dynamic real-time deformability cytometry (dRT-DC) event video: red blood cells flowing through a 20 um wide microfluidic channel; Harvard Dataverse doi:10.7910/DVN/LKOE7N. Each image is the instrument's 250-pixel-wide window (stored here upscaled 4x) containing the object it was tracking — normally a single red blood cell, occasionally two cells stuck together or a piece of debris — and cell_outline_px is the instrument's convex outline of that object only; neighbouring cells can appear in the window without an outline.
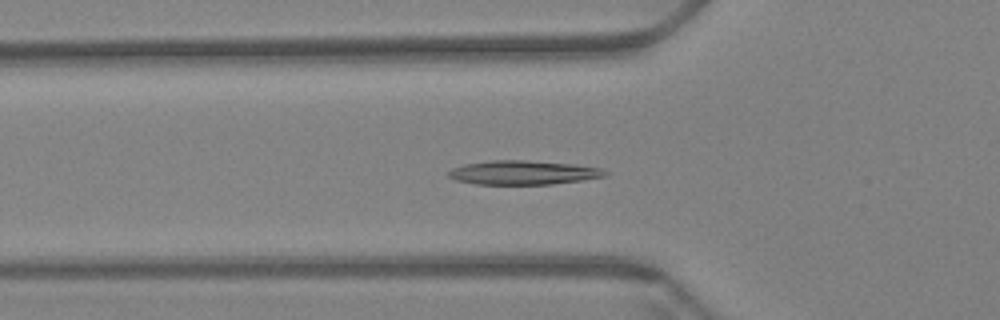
{"species": "Egyptian fruit bat (a non-hibernating species)", "species_latin": "Rousettus aegyptiacus", "temperature_condition": "warm", "stored_images_in_passage": 59, "camera_frame_rate_fps": 3000, "um_per_image_px": 0.085, "animal": {"sex": "female"}, "frame": {"image": 1, "passage_image": 20, "time_ms": 6.333, "image_size_px": [1000, 320], "cell_outline_px": [[608, 176], [552, 184], [476, 184], [456, 180], [448, 176], [448, 172], [452, 168], [464, 164], [492, 160], [524, 160], [572, 164], [600, 168], [608, 172]], "centroid_in_image_um": [44.46, 14.67], "position_along_channel_um": 81.3, "area_um2": 21.79}}
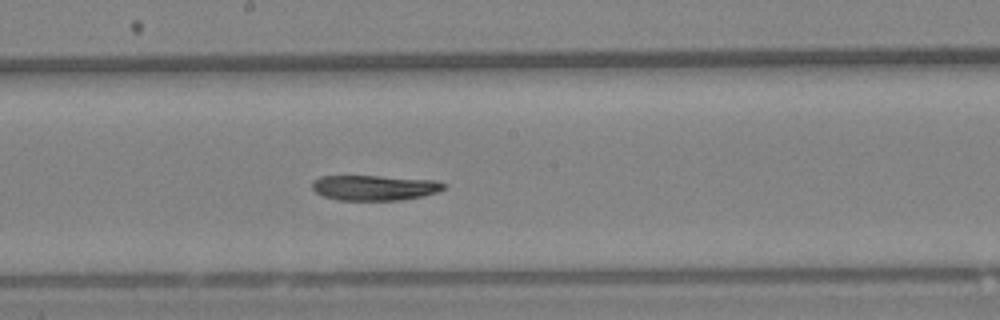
{"frame": {"image": 2, "passage_image": 32, "time_ms": 10.333, "image_size_px": [1000, 320], "cell_outline_px": [[448, 184], [444, 188], [436, 192], [424, 196], [400, 200], [336, 200], [324, 196], [316, 192], [312, 188], [312, 180], [320, 176], [380, 176], [436, 180]], "centroid_in_image_um": [31.83, 15.95], "position_along_channel_um": 216.4, "area_um2": 19.48}}
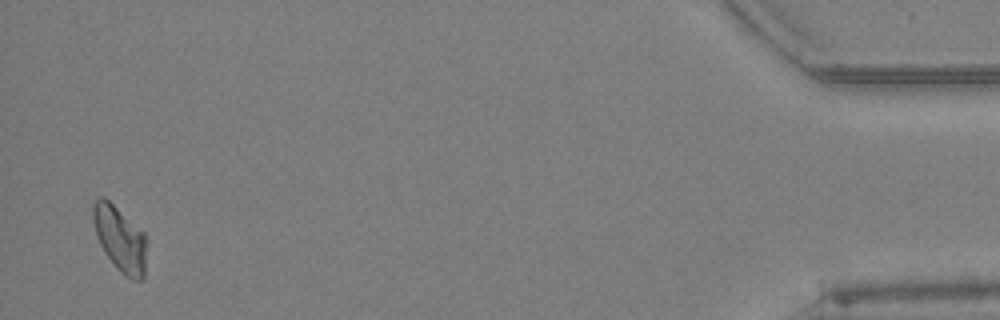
{"frame": {"image": 3, "passage_image": 58, "time_ms": 19.0, "image_size_px": [1000, 320], "cell_outline_px": [[148, 240], [144, 280], [132, 280], [124, 276], [116, 268], [104, 252], [96, 236], [92, 216], [92, 204], [100, 196], [104, 196], [144, 232]], "centroid_in_image_um": [10.22, 20.33], "position_along_channel_um": 425.0, "area_um2": 20.87}}